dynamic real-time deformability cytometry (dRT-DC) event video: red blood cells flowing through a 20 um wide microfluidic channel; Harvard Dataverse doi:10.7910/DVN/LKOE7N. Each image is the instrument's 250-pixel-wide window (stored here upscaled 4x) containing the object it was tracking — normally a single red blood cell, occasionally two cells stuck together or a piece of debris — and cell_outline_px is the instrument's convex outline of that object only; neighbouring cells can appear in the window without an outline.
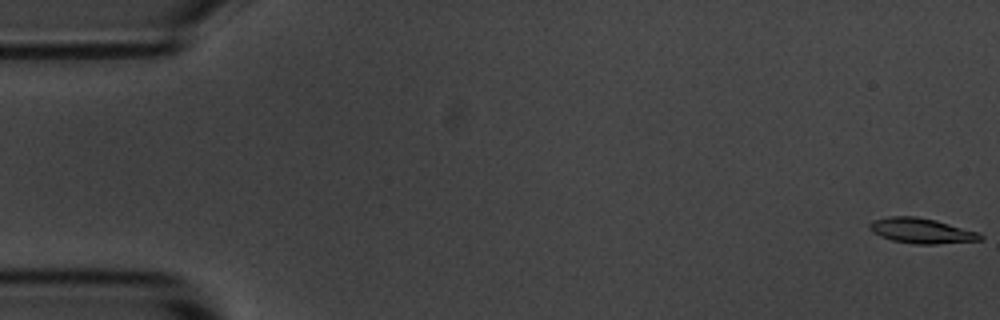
{"species": "common noctule bat (a hibernating species)", "species_latin": "Nyctalus noctula", "temperature_condition": "room temperature", "stored_images_in_passage": 12, "camera_frame_rate_fps": 3000, "um_per_image_px": 0.085, "animal": {"sex": "male", "body_mass_g": 20.1, "forearm_length_mm": 53.5}, "frame": {"image": 1, "passage_image": 1, "time_ms": 0.0, "image_size_px": [1000, 320], "cell_outline_px": [[984, 240], [936, 244], [912, 244], [892, 240], [880, 236], [872, 232], [868, 228], [868, 224], [872, 220], [888, 216], [916, 216], [936, 220], [980, 232], [984, 236]], "centroid_in_image_um": [78.34, 19.61], "position_along_channel_um": 6.7, "area_um2": 16.59}}